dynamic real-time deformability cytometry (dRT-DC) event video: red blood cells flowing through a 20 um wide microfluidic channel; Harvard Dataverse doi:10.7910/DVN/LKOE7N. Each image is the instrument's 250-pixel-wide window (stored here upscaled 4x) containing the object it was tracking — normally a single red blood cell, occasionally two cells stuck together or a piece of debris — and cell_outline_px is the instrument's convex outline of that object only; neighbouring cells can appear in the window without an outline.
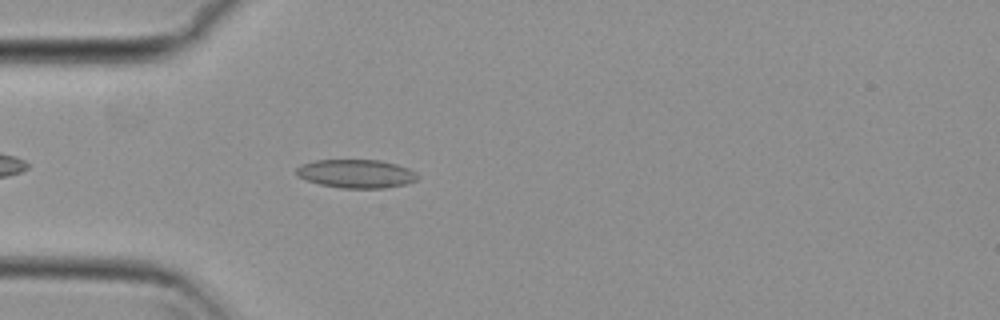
{"species": "common noctule bat (a hibernating species)", "species_latin": "Nyctalus noctula", "temperature_condition": "cold", "stored_images_in_passage": 44, "camera_frame_rate_fps": 3000, "um_per_image_px": 0.085, "animal": {"sex": "female", "body_mass_g": 29.2, "forearm_length_mm": 56.3}, "frame": {"image": 1, "passage_image": 5, "time_ms": 1.333, "image_size_px": [1000, 320], "cell_outline_px": [[420, 176], [416, 180], [408, 184], [384, 188], [340, 188], [320, 184], [296, 176], [296, 168], [300, 164], [316, 160], [380, 160], [396, 164], [408, 168], [416, 172]], "centroid_in_image_um": [30.29, 14.76], "position_along_channel_um": 54.7, "area_um2": 20.29}}
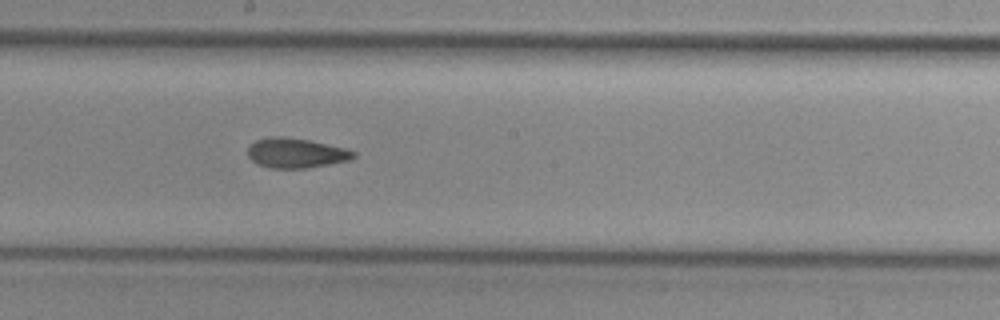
{"frame": {"image": 2, "passage_image": 19, "time_ms": 6.0, "image_size_px": [1000, 320], "cell_outline_px": [[356, 156], [348, 160], [308, 168], [268, 168], [256, 164], [248, 156], [248, 148], [256, 140], [272, 136], [280, 136], [308, 140], [344, 148], [356, 152]], "centroid_in_image_um": [25.13, 13.01], "position_along_channel_um": 223.1, "area_um2": 18.21}}
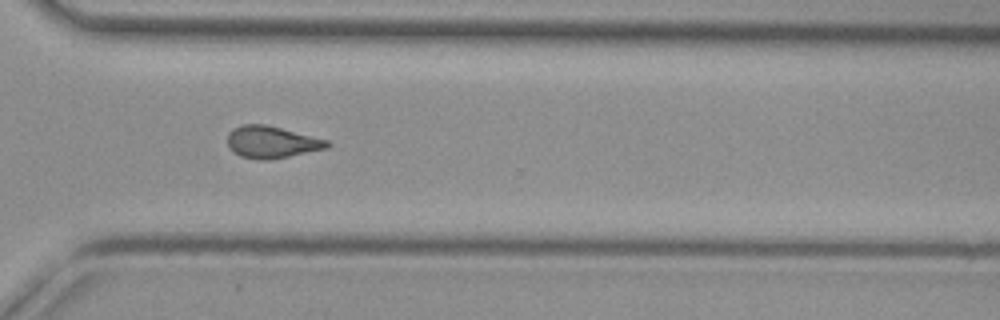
{"frame": {"image": 3, "passage_image": 29, "time_ms": 9.333, "image_size_px": [1000, 320], "cell_outline_px": [[332, 144], [328, 148], [268, 160], [260, 160], [240, 156], [228, 144], [228, 132], [232, 128], [244, 124], [264, 124], [328, 140]], "centroid_in_image_um": [23.1, 12.07], "position_along_channel_um": 347.5, "area_um2": 18.32}, "authors_computed_cell_mechanics": {"area_um2": 18.2937, "velocity_mm_per_s": 3.7371, "shape_relaxation_time_tau1_ms": null, "shape_relaxation_time_tau2_ms": 3.9641, "deformation_change_tau1": null, "deformation_change_tau2": 0.1108}}